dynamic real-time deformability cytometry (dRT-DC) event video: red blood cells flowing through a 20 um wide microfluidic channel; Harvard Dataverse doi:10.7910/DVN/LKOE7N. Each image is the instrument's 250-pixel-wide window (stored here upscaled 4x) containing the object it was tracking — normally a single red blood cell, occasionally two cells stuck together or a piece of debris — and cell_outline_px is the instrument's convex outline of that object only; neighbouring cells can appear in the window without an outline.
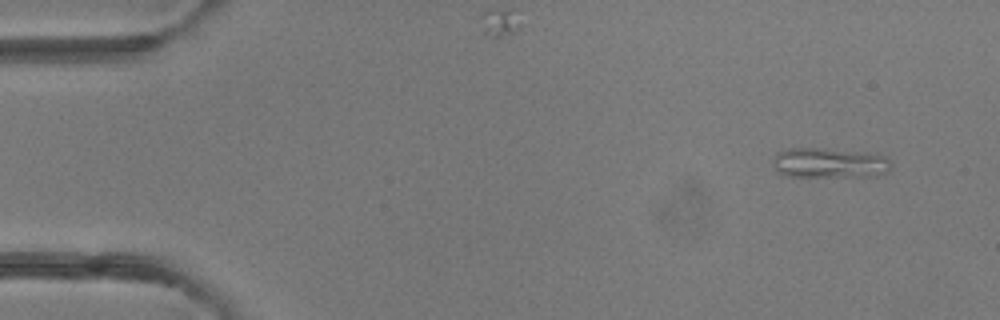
{"species": "common noctule bat (a hibernating species)", "species_latin": "Nyctalus noctula", "temperature_condition": "room temperature", "stored_images_in_passage": 3, "camera_frame_rate_fps": 3000, "um_per_image_px": 0.085, "animal": {"sex": "female"}, "frame": {"image": 1, "passage_image": 1, "time_ms": 0.0, "image_size_px": [1000, 320], "cell_outline_px": [[892, 164], [888, 172], [876, 176], [788, 176], [776, 172], [772, 164], [772, 156], [776, 152], [792, 148], [824, 148], [876, 152], [888, 156]], "centroid_in_image_um": [70.54, 13.82], "position_along_channel_um": 14.5, "area_um2": 21.44}}